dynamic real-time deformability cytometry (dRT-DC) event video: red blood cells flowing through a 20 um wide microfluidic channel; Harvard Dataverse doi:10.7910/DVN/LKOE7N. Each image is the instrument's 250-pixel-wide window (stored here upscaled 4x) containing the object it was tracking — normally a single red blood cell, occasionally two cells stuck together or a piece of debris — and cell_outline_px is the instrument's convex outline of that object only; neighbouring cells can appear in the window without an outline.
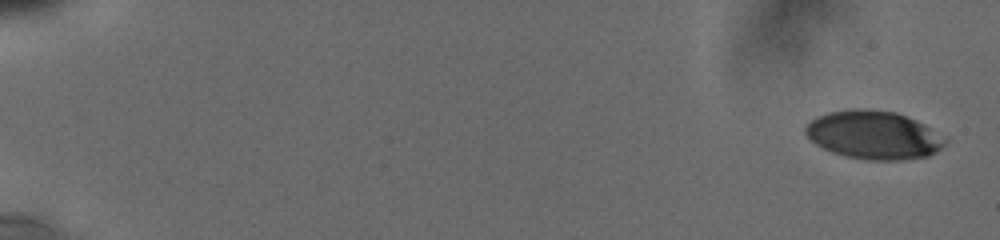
{"species": "human", "species_latin": "Homo sapiens", "temperature_condition": "cold", "stored_images_in_passage": 10, "camera_frame_rate_fps": 3000, "um_per_image_px": 0.085, "donor": {"sex": "male"}, "frame": {"image": 1, "passage_image": 1, "time_ms": 0.0, "image_size_px": [1000, 240], "cell_outline_px": [[948, 140], [936, 152], [928, 156], [900, 160], [868, 160], [844, 156], [832, 152], [816, 144], [804, 132], [804, 128], [816, 116], [828, 112], [848, 108], [868, 108], [896, 112], [916, 120]], "centroid_in_image_um": [74.23, 11.46], "position_along_channel_um": 10.8, "area_um2": 39.3}}